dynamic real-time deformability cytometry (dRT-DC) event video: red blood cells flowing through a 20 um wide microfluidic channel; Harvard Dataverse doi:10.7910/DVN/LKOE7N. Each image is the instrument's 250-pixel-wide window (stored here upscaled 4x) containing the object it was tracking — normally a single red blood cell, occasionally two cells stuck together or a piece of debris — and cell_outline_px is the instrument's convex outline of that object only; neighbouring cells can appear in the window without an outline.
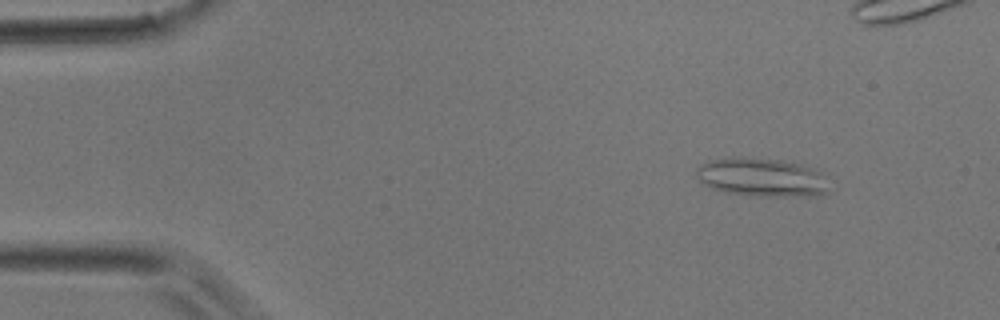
{"species": "common noctule bat (a hibernating species)", "species_latin": "Nyctalus noctula", "temperature_condition": "room temperature", "stored_images_in_passage": 4, "camera_frame_rate_fps": 3000, "um_per_image_px": 0.085, "animal": {"sex": "male", "body_mass_g": 17.9}, "frame": {"image": 1, "passage_image": 2, "time_ms": 0.333, "image_size_px": [1000, 320], "cell_outline_px": [[828, 192], [820, 196], [752, 196], [724, 192], [712, 188], [704, 184], [696, 176], [696, 168], [700, 164], [708, 160], [724, 156], [740, 156], [780, 160], [796, 164], [820, 172]], "centroid_in_image_um": [64.64, 15.07], "position_along_channel_um": 20.4, "area_um2": 29.88}}